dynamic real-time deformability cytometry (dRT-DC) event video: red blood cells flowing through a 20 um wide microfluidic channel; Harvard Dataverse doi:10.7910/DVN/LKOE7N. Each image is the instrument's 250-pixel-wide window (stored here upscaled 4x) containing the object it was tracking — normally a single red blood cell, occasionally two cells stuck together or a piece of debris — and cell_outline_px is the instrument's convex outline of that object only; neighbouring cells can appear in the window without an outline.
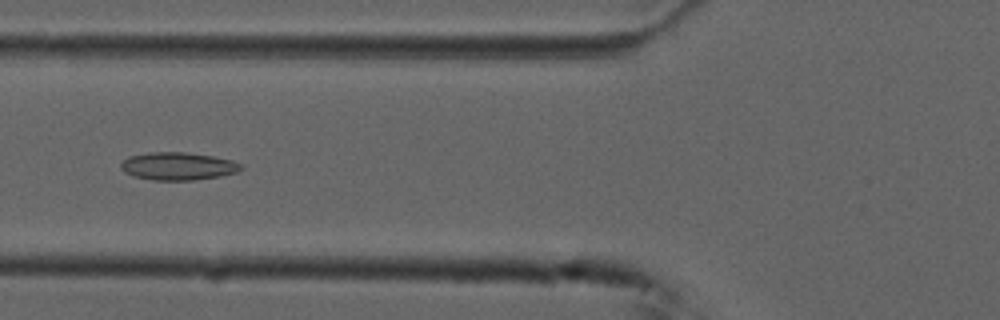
{"species": "common noctule bat (a hibernating species)", "species_latin": "Nyctalus noctula", "temperature_condition": "cold", "stored_images_in_passage": 56, "segment_of_instrument_passage": [1, 2], "camera_frame_rate_fps": 3000, "um_per_image_px": 0.085, "animal": {"sex": "male", "forearm_length_mm": 52.5}, "frame": {"image": 1, "passage_image": 21, "time_ms": 6.667, "image_size_px": [1000, 320], "cell_outline_px": [[244, 168], [236, 172], [220, 176], [196, 180], [152, 180], [136, 176], [124, 172], [120, 168], [120, 164], [128, 156], [148, 152], [184, 152], [212, 156], [232, 160], [244, 164]], "centroid_in_image_um": [15.15, 14.12], "position_along_channel_um": 110.7, "area_um2": 19.54}}
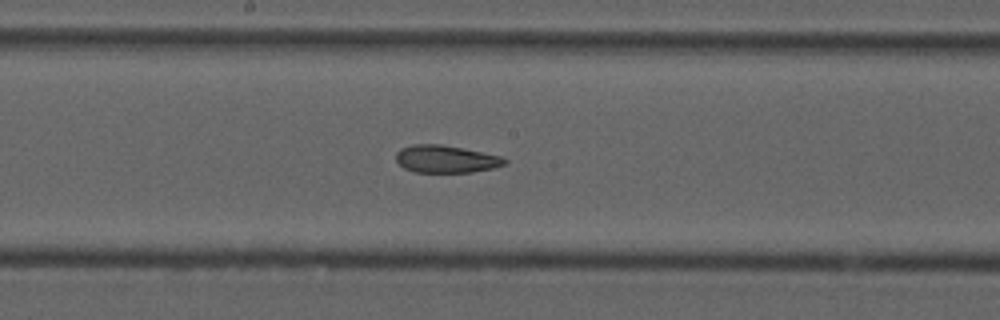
{"frame": {"image": 2, "passage_image": 29, "time_ms": 9.333, "image_size_px": [1000, 320], "cell_outline_px": [[508, 160], [504, 164], [492, 168], [472, 172], [416, 172], [404, 168], [396, 160], [396, 152], [400, 148], [412, 144], [440, 144], [500, 156]], "centroid_in_image_um": [37.85, 13.51], "position_along_channel_um": 210.3, "area_um2": 17.17}}
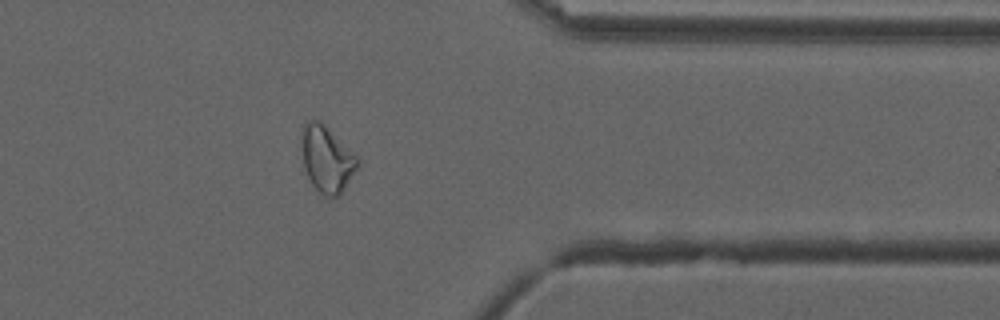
{"frame": {"image": 3, "passage_image": 44, "time_ms": 14.333, "image_size_px": [1000, 320], "cell_outline_px": [[360, 164], [340, 196], [320, 196], [312, 184], [304, 168], [300, 136], [304, 124], [308, 120], [320, 120], [360, 156]], "centroid_in_image_um": [27.81, 13.51], "position_along_channel_um": 383.6, "area_um2": 22.31}}